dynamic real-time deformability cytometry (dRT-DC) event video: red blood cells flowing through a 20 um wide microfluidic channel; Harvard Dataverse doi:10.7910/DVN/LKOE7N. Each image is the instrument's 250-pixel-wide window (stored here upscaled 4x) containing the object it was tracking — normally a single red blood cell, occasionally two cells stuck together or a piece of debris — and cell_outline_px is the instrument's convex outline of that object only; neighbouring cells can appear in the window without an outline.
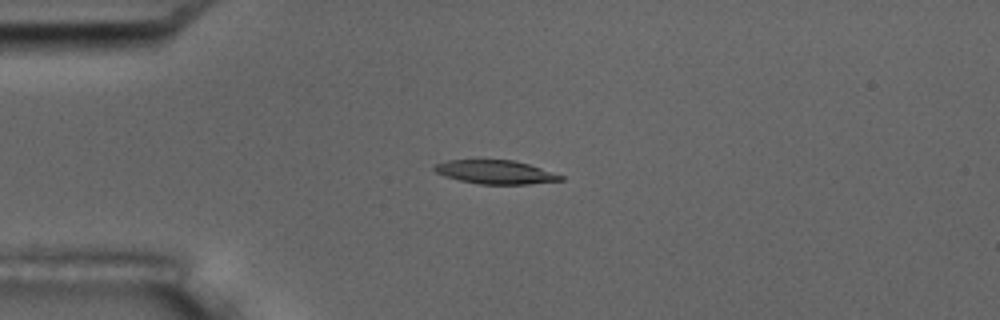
{"species": "common noctule bat (a hibernating species)", "species_latin": "Nyctalus noctula", "temperature_condition": "room temperature", "stored_images_in_passage": 9, "camera_frame_rate_fps": 3000, "um_per_image_px": 0.085, "animal": {"sex": "male", "body_mass_g": 17.5, "forearm_length_mm": 52.3}, "frame": {"image": 1, "passage_image": 2, "time_ms": 1.0, "image_size_px": [1000, 320], "cell_outline_px": [[564, 180], [528, 184], [480, 184], [460, 180], [444, 176], [436, 172], [432, 168], [436, 164], [448, 160], [512, 160], [528, 164], [564, 176]], "centroid_in_image_um": [42.1, 14.63], "position_along_channel_um": 42.9, "area_um2": 17.22}}
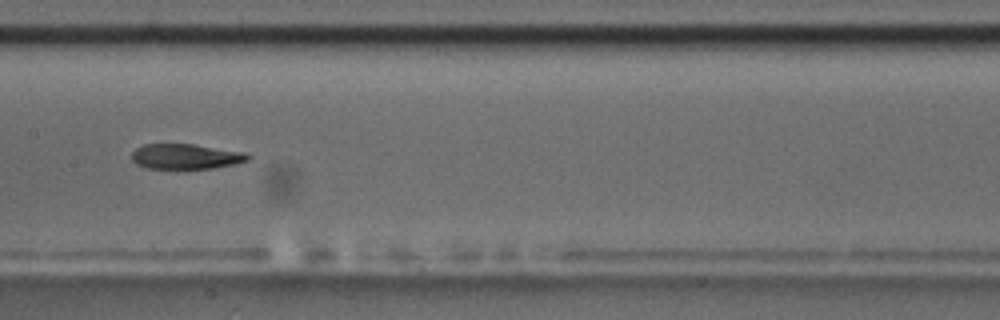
{"frame": {"image": 2, "passage_image": 6, "time_ms": 5.667, "image_size_px": [1000, 320], "cell_outline_px": [[252, 156], [248, 160], [236, 164], [216, 168], [176, 172], [148, 168], [136, 164], [132, 160], [132, 152], [136, 148], [144, 144], [192, 144], [244, 152]], "centroid_in_image_um": [15.78, 13.36], "position_along_channel_um": 191.6, "area_um2": 17.98}}
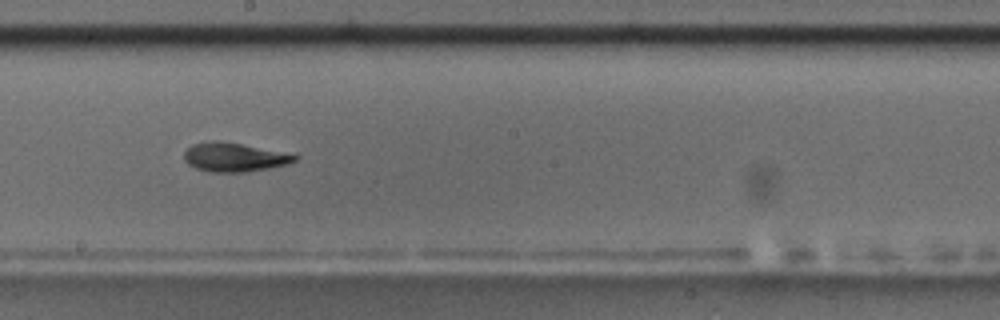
{"frame": {"image": 3, "passage_image": 7, "time_ms": 6.667, "image_size_px": [1000, 320], "cell_outline_px": [[300, 156], [296, 160], [288, 164], [268, 168], [244, 172], [212, 172], [196, 168], [188, 164], [184, 160], [184, 152], [192, 144], [212, 140], [220, 140], [296, 152]], "centroid_in_image_um": [20.01, 13.33], "position_along_channel_um": 228.2, "area_um2": 19.31}}